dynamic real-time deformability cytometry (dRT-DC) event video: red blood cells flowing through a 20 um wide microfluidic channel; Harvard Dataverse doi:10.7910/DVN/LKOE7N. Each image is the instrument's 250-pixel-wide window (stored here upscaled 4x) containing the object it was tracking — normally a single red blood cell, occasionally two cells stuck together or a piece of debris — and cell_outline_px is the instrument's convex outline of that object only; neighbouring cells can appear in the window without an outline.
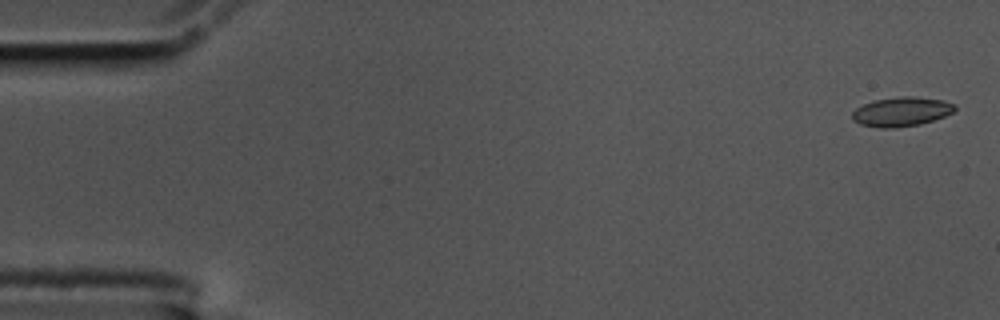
{"species": "common noctule bat (a hibernating species)", "species_latin": "Nyctalus noctula", "temperature_condition": "cold", "stored_images_in_passage": 59, "camera_frame_rate_fps": 3000, "um_per_image_px": 0.085, "animal": {"sex": "male", "body_mass_g": 17.5, "forearm_length_mm": 52.3}, "frame": {"image": 1, "passage_image": 2, "time_ms": 0.333, "image_size_px": [1000, 320], "cell_outline_px": [[956, 108], [952, 112], [944, 116], [920, 124], [896, 128], [880, 128], [860, 124], [852, 120], [852, 112], [856, 108], [872, 100], [900, 96], [916, 96], [944, 100], [956, 104]], "centroid_in_image_um": [76.61, 9.48], "position_along_channel_um": 8.4, "area_um2": 17.69}}
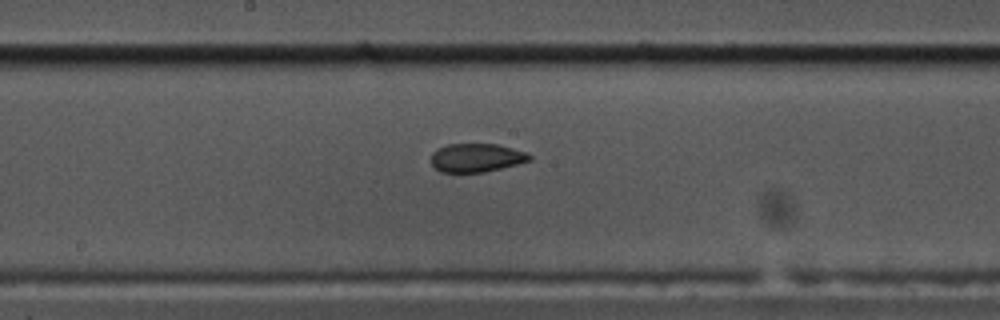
{"frame": {"image": 2, "passage_image": 31, "time_ms": 10.0, "image_size_px": [1000, 320], "cell_outline_px": [[532, 160], [484, 172], [440, 172], [432, 164], [432, 152], [436, 148], [448, 144], [496, 144], [528, 152], [532, 156]], "centroid_in_image_um": [40.5, 13.4], "position_along_channel_um": 207.7, "area_um2": 16.36}}
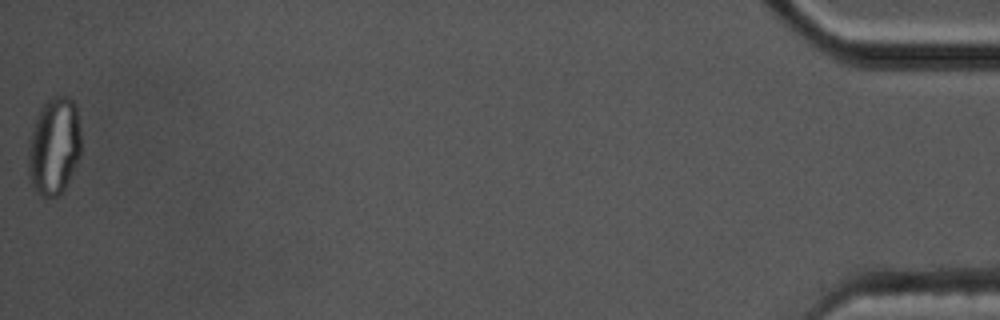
{"frame": {"image": 3, "passage_image": 59, "time_ms": 19.333, "image_size_px": [1000, 320], "cell_outline_px": [[80, 156], [64, 188], [56, 196], [44, 200], [36, 192], [28, 176], [28, 148], [36, 116], [40, 108], [52, 96], [68, 96], [76, 104], [80, 132]], "centroid_in_image_um": [4.59, 12.44], "position_along_channel_um": 430.6, "area_um2": 30.11}, "authors_computed_cell_mechanics": {"area_um2": 17.2822, "velocity_mm_per_s": 3.4389, "shape_relaxation_time_tau1_ms": null, "shape_relaxation_time_tau2_ms": 2.5484, "deformation_change_tau1": null, "deformation_change_tau2": 0.0609}}